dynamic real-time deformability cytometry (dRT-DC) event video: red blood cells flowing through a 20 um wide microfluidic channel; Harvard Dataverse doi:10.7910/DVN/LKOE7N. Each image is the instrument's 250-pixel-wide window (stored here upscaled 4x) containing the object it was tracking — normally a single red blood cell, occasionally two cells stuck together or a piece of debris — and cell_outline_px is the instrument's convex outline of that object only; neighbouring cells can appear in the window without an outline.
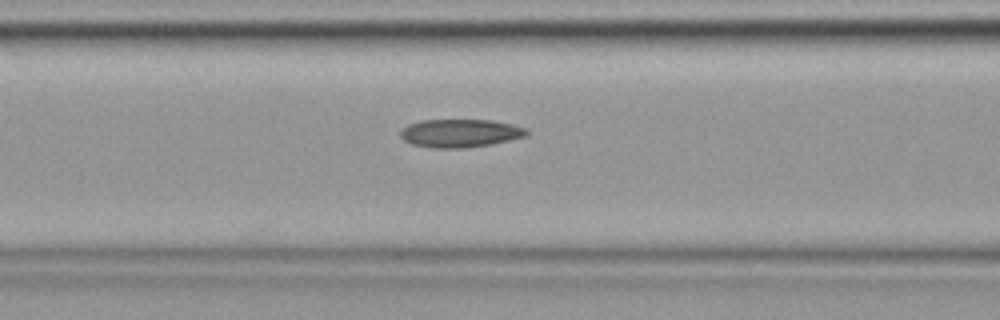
{"species": "common noctule bat (a hibernating species)", "species_latin": "Nyctalus noctula", "temperature_condition": "cold", "stored_images_in_passage": 18, "camera_frame_rate_fps": 3000, "um_per_image_px": 0.085, "animal": {"sex": "female", "body_mass_g": 19.9}, "frame": {"image": 1, "passage_image": 13, "time_ms": 4.0, "image_size_px": [1000, 320], "cell_outline_px": [[528, 132], [524, 136], [492, 144], [468, 148], [432, 148], [412, 144], [404, 140], [400, 136], [400, 132], [408, 124], [420, 120], [492, 120], [512, 124], [528, 128]], "centroid_in_image_um": [39.1, 11.32], "position_along_channel_um": 127.5, "area_um2": 20.75}}